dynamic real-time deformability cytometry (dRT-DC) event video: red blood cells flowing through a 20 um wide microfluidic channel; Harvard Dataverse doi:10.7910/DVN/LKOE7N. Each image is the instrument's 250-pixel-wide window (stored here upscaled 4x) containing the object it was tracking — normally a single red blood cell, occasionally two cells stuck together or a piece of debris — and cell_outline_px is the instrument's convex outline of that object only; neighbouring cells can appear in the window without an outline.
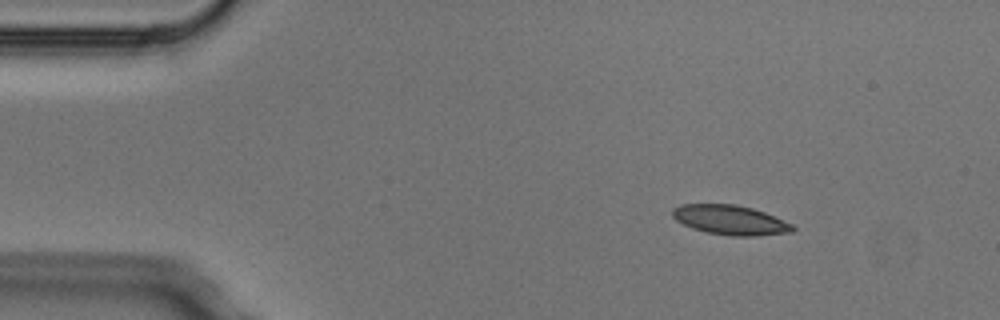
{"species": "Egyptian fruit bat (a non-hibernating species)", "species_latin": "Rousettus aegyptiacus", "temperature_condition": "cold", "stored_images_in_passage": 3, "camera_frame_rate_fps": 3000, "um_per_image_px": 0.085, "animal": {"sex": "male"}, "frame": {"image": 1, "passage_image": 1, "time_ms": 0.0, "image_size_px": [1000, 320], "cell_outline_px": [[796, 228], [792, 232], [756, 236], [732, 236], [708, 232], [692, 228], [676, 220], [672, 216], [672, 208], [680, 204], [736, 204], [752, 208], [764, 212], [792, 224]], "centroid_in_image_um": [62.06, 18.69], "position_along_channel_um": 22.9, "area_um2": 20.69}}